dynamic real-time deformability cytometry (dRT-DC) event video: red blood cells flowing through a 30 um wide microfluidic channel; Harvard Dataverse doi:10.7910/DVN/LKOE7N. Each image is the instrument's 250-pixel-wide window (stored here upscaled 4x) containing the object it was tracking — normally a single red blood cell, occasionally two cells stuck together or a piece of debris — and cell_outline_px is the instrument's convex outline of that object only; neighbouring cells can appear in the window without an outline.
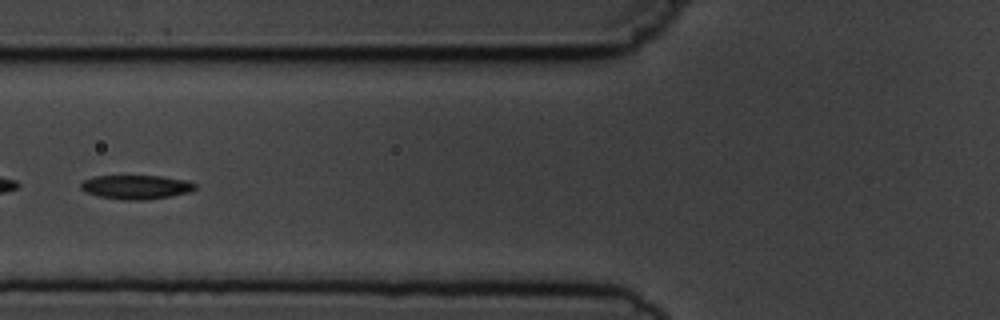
{"species": "common noctule bat (a hibernating species)", "species_latin": "Nyctalus noctula", "temperature_condition": "cold", "stored_images_in_passage": 7, "segment_of_instrument_passage": [2, 2], "camera_frame_rate_fps": 3000, "um_per_image_px": 0.085, "animal": {"sex": "male", "body_mass_g": 19.5, "forearm_length_mm": 54.6}, "frame": {"image": 1, "passage_image": 7, "time_ms": 7.0, "image_size_px": [1000, 320], "cell_outline_px": [[196, 188], [188, 192], [172, 196], [148, 200], [124, 200], [100, 196], [88, 192], [80, 188], [80, 184], [84, 180], [92, 176], [160, 176], [188, 180], [196, 184]], "centroid_in_image_um": [11.6, 15.89], "position_along_channel_um": 114.2, "area_um2": 16.01}}